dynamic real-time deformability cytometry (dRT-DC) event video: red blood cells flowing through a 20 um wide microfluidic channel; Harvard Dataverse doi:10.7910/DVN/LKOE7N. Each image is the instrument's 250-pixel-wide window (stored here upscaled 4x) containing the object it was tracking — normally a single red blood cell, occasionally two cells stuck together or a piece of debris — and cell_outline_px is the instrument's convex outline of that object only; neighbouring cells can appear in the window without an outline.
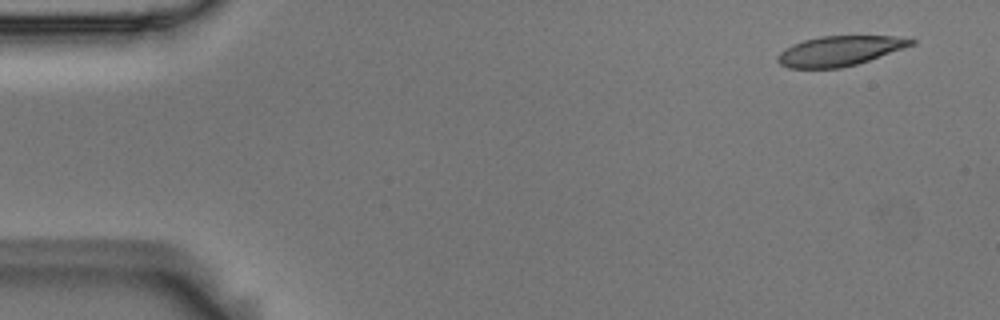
{"species": "Egyptian fruit bat (a non-hibernating species)", "species_latin": "Rousettus aegyptiacus", "temperature_condition": "room temperature", "stored_images_in_passage": 5, "segment_of_instrument_passage": [2, 2], "camera_frame_rate_fps": 3000, "um_per_image_px": 0.085, "animal": {"sex": "male"}, "frame": {"image": 1, "passage_image": 5, "time_ms": 1.333, "image_size_px": [1000, 320], "cell_outline_px": [[916, 44], [856, 64], [840, 68], [788, 68], [780, 64], [776, 60], [776, 56], [780, 52], [792, 44], [804, 40], [820, 36], [892, 36], [916, 40]], "centroid_in_image_um": [71.33, 4.33], "position_along_channel_um": 13.7, "area_um2": 23.12}}